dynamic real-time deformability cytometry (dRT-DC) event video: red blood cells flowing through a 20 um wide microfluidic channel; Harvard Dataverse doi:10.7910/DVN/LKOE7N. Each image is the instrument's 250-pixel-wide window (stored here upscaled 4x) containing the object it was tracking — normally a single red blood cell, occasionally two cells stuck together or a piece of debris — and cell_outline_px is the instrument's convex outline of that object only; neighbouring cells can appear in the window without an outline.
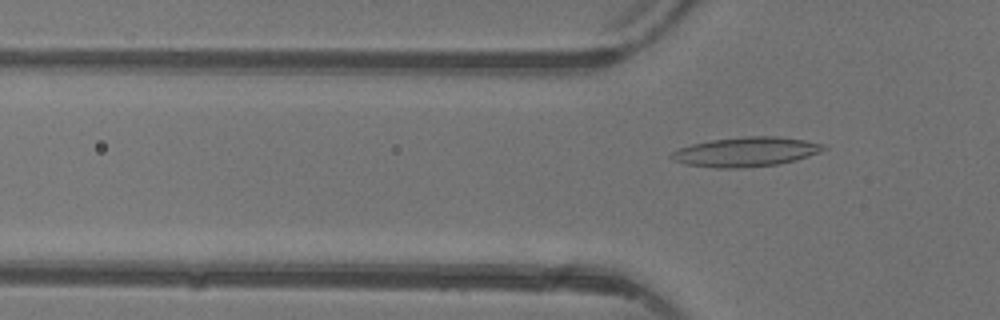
{"species": "common noctule bat (a hibernating species)", "species_latin": "Nyctalus noctula", "temperature_condition": "warm", "stored_images_in_passage": 5, "camera_frame_rate_fps": 3000, "um_per_image_px": 0.085, "animal": {"sex": "female"}, "frame": {"image": 1, "passage_image": 5, "time_ms": 5.667, "image_size_px": [1000, 320], "cell_outline_px": [[828, 148], [820, 152], [796, 160], [780, 164], [744, 168], [716, 168], [688, 164], [672, 160], [668, 156], [672, 152], [680, 148], [692, 144], [712, 140], [748, 136], [780, 136], [804, 140], [824, 144]], "centroid_in_image_um": [63.43, 12.91], "position_along_channel_um": 62.4, "area_um2": 26.18}}